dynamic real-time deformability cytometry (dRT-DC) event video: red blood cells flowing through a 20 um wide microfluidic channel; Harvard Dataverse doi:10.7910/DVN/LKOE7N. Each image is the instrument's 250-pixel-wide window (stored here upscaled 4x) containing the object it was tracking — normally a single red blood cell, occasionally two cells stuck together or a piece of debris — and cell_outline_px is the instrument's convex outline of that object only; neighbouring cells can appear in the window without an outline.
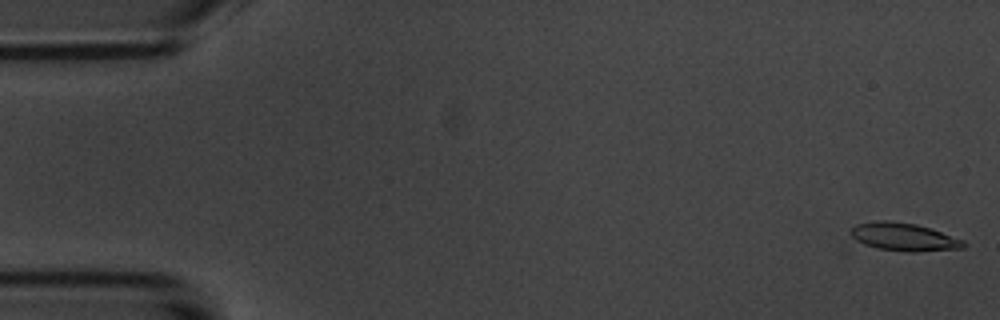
{"species": "common noctule bat (a hibernating species)", "species_latin": "Nyctalus noctula", "temperature_condition": "room temperature", "stored_images_in_passage": 5, "camera_frame_rate_fps": 3000, "um_per_image_px": 0.085, "animal": {"sex": "male", "body_mass_g": 20.1, "forearm_length_mm": 53.5}, "frame": {"image": 1, "passage_image": 1, "time_ms": 0.0, "image_size_px": [1000, 320], "cell_outline_px": [[968, 244], [964, 248], [916, 252], [908, 252], [876, 248], [852, 244], [848, 232], [856, 224], [880, 220], [888, 220], [916, 224], [964, 240]], "centroid_in_image_um": [76.7, 20.16], "position_along_channel_um": 8.3, "area_um2": 18.96}}
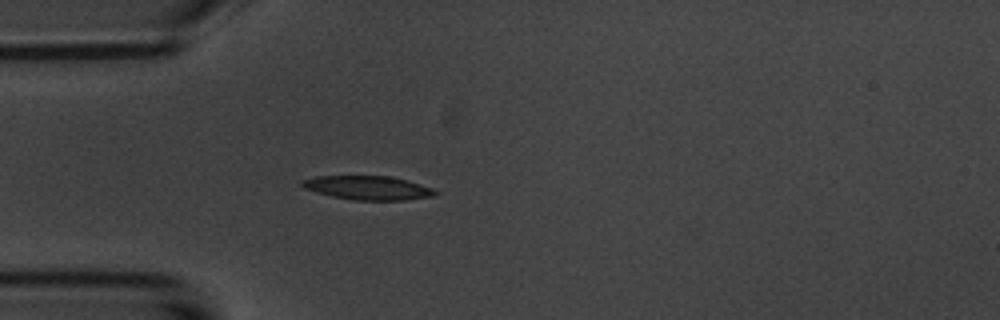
{"frame": {"image": 2, "passage_image": 5, "time_ms": 4.667, "image_size_px": [1000, 320], "cell_outline_px": [[440, 192], [436, 196], [404, 200], [352, 200], [332, 196], [304, 188], [300, 184], [300, 180], [316, 176], [388, 176], [408, 180], [432, 188]], "centroid_in_image_um": [31.3, 15.96], "position_along_channel_um": 53.7, "area_um2": 18.61}}